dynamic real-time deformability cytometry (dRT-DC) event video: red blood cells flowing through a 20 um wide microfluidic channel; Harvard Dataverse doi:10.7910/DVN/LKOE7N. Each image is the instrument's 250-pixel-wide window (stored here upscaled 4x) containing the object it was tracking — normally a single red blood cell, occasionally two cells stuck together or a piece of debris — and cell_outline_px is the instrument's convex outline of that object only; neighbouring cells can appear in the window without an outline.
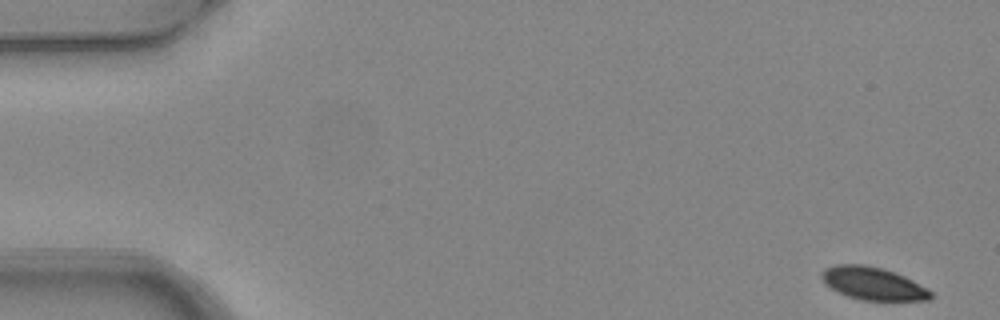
{"species": "common noctule bat (a hibernating species)", "species_latin": "Nyctalus noctula", "temperature_condition": "warm", "stored_images_in_passage": 4, "camera_frame_rate_fps": 3000, "um_per_image_px": 0.085, "animal": {"sex": "female", "body_mass_g": 24.6, "forearm_length_mm": 56.2}, "frame": {"image": 1, "passage_image": 1, "time_ms": 0.0, "image_size_px": [1000, 320], "cell_outline_px": [[932, 300], [864, 300], [848, 296], [836, 292], [824, 284], [820, 276], [820, 272], [824, 268], [836, 264], [864, 264], [880, 268], [904, 276], [912, 280], [932, 292]], "centroid_in_image_um": [74.14, 24.09], "position_along_channel_um": 10.9, "area_um2": 20.81}}
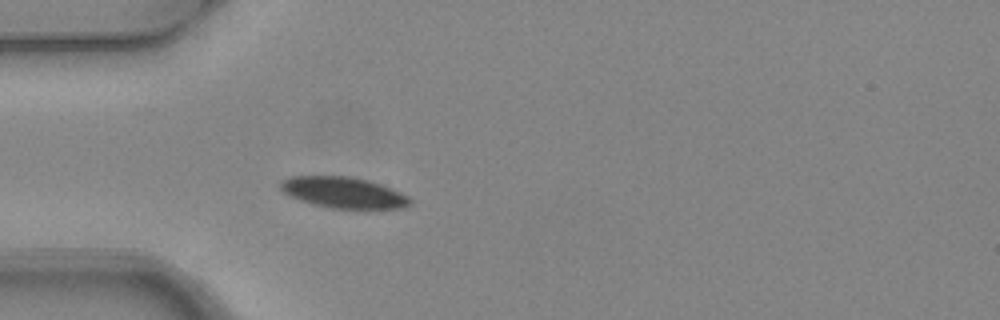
{"frame": {"image": 2, "passage_image": 4, "time_ms": 1.0, "image_size_px": [1000, 320], "cell_outline_px": [[412, 204], [400, 208], [332, 208], [312, 204], [300, 200], [284, 192], [280, 188], [280, 180], [292, 176], [352, 176], [368, 180], [392, 188], [408, 196], [412, 200]], "centroid_in_image_um": [29.2, 16.35], "position_along_channel_um": 55.8, "area_um2": 23.35}}